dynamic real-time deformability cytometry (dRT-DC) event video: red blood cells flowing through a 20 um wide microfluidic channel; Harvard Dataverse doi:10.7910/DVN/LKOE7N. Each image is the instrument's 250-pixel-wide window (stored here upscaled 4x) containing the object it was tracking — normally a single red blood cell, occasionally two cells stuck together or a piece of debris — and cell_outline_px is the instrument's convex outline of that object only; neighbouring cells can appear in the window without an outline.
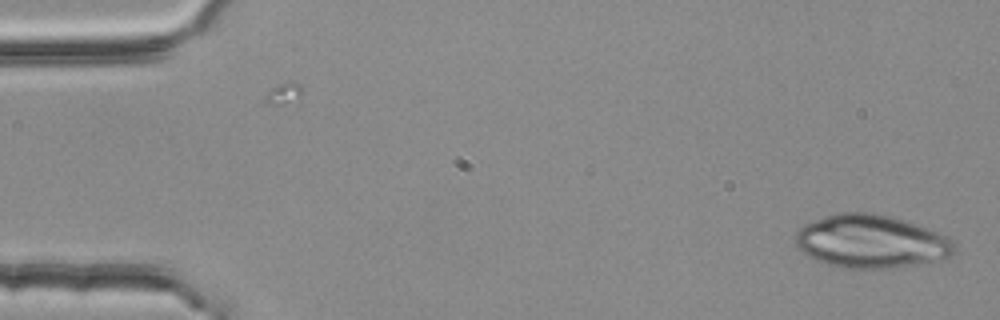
{"species": "common noctule bat (a hibernating species)", "species_latin": "Nyctalus noctula", "temperature_condition": "room temperature", "stored_images_in_passage": 3, "camera_frame_rate_fps": 3000, "um_per_image_px": 0.085, "animal": {"sex": "female", "body_mass_g": 25.1}, "frame": {"image": 1, "passage_image": 1, "time_ms": 0.0, "image_size_px": [1000, 320], "cell_outline_px": [[956, 252], [948, 256], [932, 260], [888, 268], [844, 268], [828, 264], [816, 260], [808, 256], [796, 244], [796, 232], [804, 224], [824, 216], [840, 212], [872, 212], [904, 220], [916, 224], [936, 232], [952, 240], [956, 248]], "centroid_in_image_um": [73.99, 20.5], "position_along_channel_um": 11.0, "area_um2": 48.49}}